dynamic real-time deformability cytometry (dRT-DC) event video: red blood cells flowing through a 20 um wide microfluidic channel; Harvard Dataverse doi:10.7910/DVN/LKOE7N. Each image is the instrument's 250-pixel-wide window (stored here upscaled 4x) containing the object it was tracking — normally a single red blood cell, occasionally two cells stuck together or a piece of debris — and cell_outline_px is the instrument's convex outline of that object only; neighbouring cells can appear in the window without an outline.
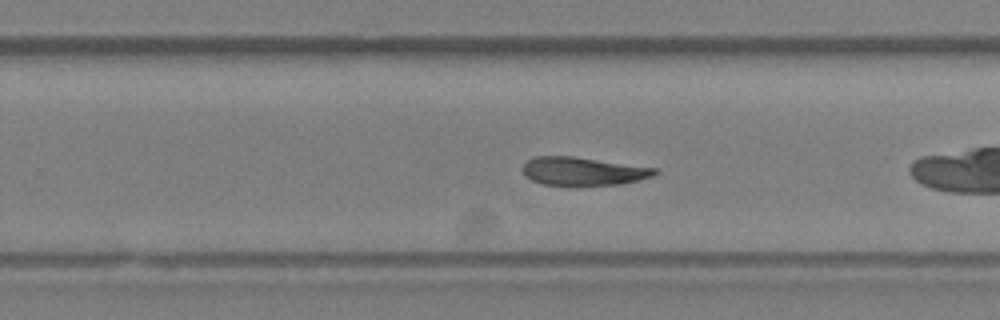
{"species": "Egyptian fruit bat (a non-hibernating species)", "species_latin": "Rousettus aegyptiacus", "temperature_condition": "room temperature", "stored_images_in_passage": 36, "camera_frame_rate_fps": 3000, "um_per_image_px": 0.085, "animal": {"sex": "female"}, "frame": {"image": 1, "passage_image": 16, "time_ms": 5.0, "image_size_px": [1000, 320], "cell_outline_px": [[660, 172], [652, 176], [620, 184], [544, 184], [532, 180], [524, 176], [524, 164], [528, 160], [536, 156], [572, 156], [656, 168]], "centroid_in_image_um": [49.56, 14.53], "position_along_channel_um": 280.2, "area_um2": 21.15}, "authors_computed_cell_mechanics": {"area_um2": 22.7732, "velocity_mm_per_s": 3.9823, "shape_relaxation_time_tau1_ms": 9.987, "shape_relaxation_time_tau2_ms": 9.4634, "deformation_change_tau1": 0.2225, "deformation_change_tau2": 0.1928}}